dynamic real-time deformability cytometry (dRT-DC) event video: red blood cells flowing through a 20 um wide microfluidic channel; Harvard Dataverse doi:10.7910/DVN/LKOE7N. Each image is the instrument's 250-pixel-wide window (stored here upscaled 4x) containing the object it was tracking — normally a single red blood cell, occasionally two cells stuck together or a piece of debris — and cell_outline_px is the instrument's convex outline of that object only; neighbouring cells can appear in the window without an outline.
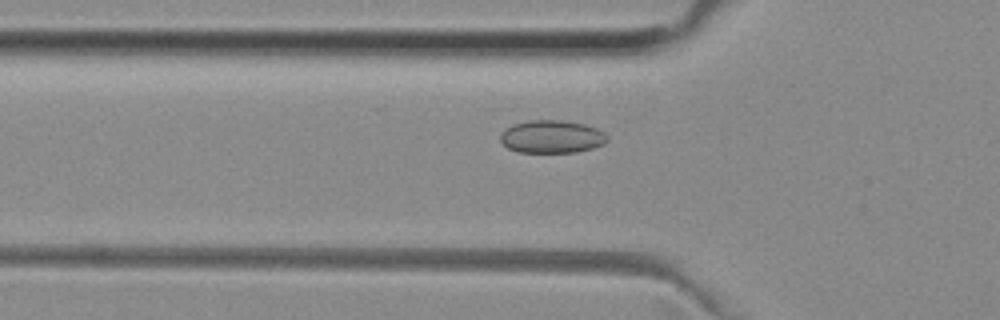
{"species": "common noctule bat (a hibernating species)", "species_latin": "Nyctalus noctula", "temperature_condition": "room temperature", "stored_images_in_passage": 38, "camera_frame_rate_fps": 3000, "um_per_image_px": 0.085, "animal": {"sex": "female", "body_mass_g": 29.2, "forearm_length_mm": 56.3}, "frame": {"image": 1, "passage_image": 3, "time_ms": 0.667, "image_size_px": [1000, 320], "cell_outline_px": [[608, 140], [604, 144], [592, 148], [576, 152], [520, 152], [508, 148], [500, 140], [500, 132], [504, 128], [516, 120], [560, 120], [584, 124], [596, 128], [604, 132], [608, 136]], "centroid_in_image_um": [46.85, 11.59], "position_along_channel_um": 78.9, "area_um2": 20.81}}
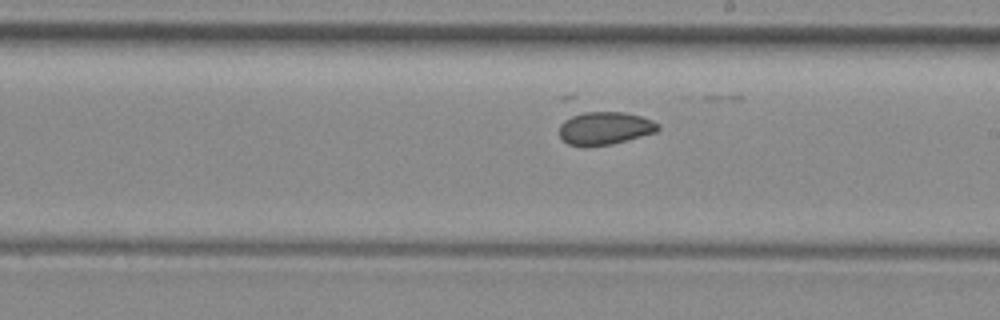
{"frame": {"image": 2, "passage_image": 15, "time_ms": 4.667, "image_size_px": [1000, 320], "cell_outline_px": [[660, 128], [656, 132], [612, 144], [584, 148], [568, 144], [560, 136], [560, 124], [564, 120], [572, 116], [584, 112], [624, 112], [640, 116], [652, 120], [660, 124]], "centroid_in_image_um": [51.41, 10.92], "position_along_channel_um": 237.6, "area_um2": 19.07}}
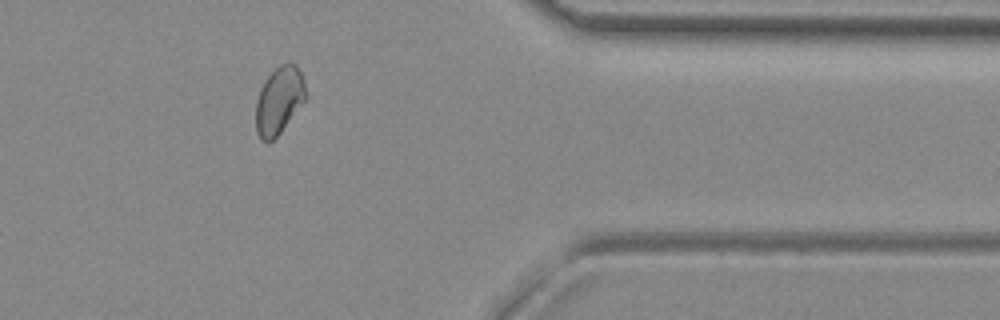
{"frame": {"image": 3, "passage_image": 28, "time_ms": 9.0, "image_size_px": [1000, 320], "cell_outline_px": [[308, 96], [280, 132], [268, 144], [260, 140], [256, 132], [256, 100], [260, 88], [268, 76], [280, 64], [296, 64], [304, 80]], "centroid_in_image_um": [23.71, 8.56], "position_along_channel_um": 387.7, "area_um2": 19.54}}